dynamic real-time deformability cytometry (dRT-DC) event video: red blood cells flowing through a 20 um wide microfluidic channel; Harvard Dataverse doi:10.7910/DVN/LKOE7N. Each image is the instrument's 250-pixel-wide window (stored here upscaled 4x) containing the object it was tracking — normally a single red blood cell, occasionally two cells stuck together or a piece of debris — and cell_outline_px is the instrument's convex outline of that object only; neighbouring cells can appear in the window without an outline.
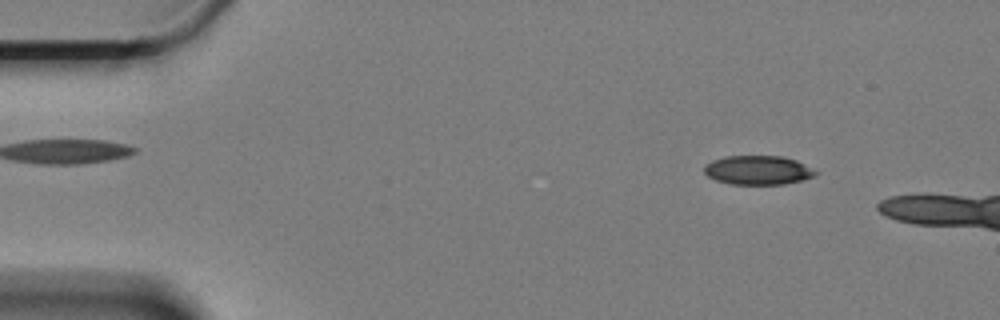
{"species": "Egyptian fruit bat (a non-hibernating species)", "species_latin": "Rousettus aegyptiacus", "temperature_condition": "cold", "stored_images_in_passage": 10, "camera_frame_rate_fps": 3000, "um_per_image_px": 0.085, "animal": {"sex": "female"}, "frame": {"image": 1, "passage_image": 6, "time_ms": 1.667, "image_size_px": [1000, 320], "cell_outline_px": [[820, 172], [812, 176], [800, 180], [784, 184], [732, 184], [716, 180], [708, 176], [704, 172], [704, 164], [712, 160], [724, 156], [784, 156], [796, 160]], "centroid_in_image_um": [64.4, 14.45], "position_along_channel_um": 20.6, "area_um2": 18.84}}